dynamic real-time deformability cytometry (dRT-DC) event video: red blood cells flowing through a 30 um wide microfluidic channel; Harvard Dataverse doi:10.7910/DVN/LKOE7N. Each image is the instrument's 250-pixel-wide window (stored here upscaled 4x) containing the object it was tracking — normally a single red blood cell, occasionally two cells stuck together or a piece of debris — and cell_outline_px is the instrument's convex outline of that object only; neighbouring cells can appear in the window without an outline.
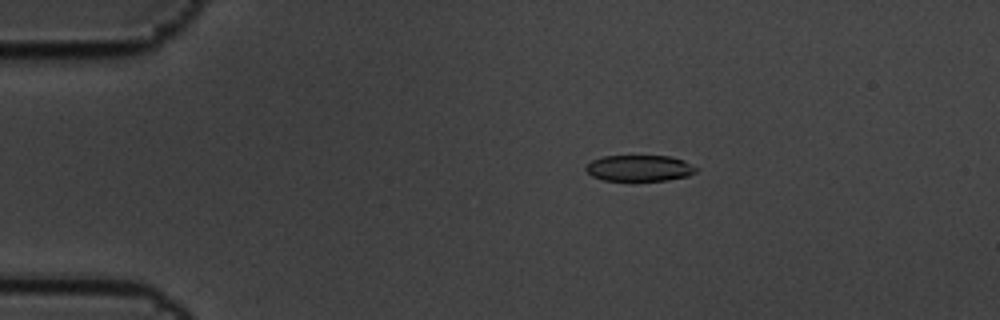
{"species": "common noctule bat (a hibernating species)", "species_latin": "Nyctalus noctula", "temperature_condition": "cold", "stored_images_in_passage": 5, "camera_frame_rate_fps": 3000, "um_per_image_px": 0.085, "animal": {"sex": "male", "body_mass_g": 19.5, "forearm_length_mm": 54.6}, "frame": {"image": 1, "passage_image": 4, "time_ms": 1.0, "image_size_px": [1000, 320], "cell_outline_px": [[700, 168], [696, 172], [688, 176], [668, 180], [604, 180], [592, 176], [584, 168], [592, 160], [604, 156], [672, 156], [684, 160]], "centroid_in_image_um": [54.41, 14.28], "position_along_channel_um": 30.6, "area_um2": 16.82}}